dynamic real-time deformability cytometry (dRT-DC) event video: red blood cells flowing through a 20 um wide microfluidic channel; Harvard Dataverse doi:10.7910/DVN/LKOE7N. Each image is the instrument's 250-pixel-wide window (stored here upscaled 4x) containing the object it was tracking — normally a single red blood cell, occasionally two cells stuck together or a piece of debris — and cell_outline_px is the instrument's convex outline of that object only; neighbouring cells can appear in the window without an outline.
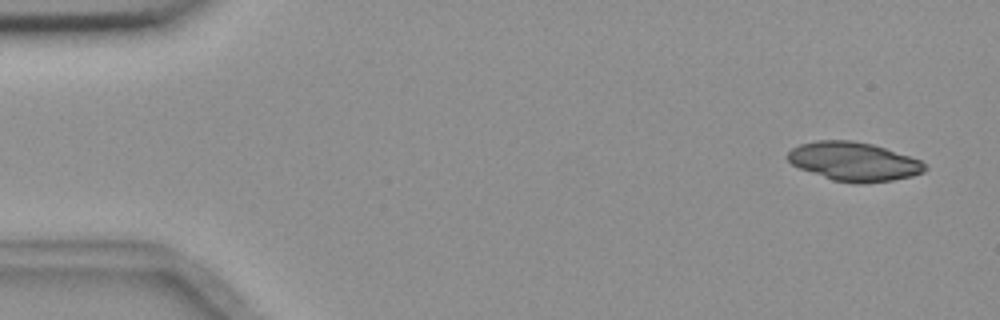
{"species": "common noctule bat (a hibernating species)", "species_latin": "Nyctalus noctula", "temperature_condition": "room temperature", "stored_images_in_passage": 6, "camera_frame_rate_fps": 3000, "um_per_image_px": 0.085, "animal": {"sex": "female", "body_mass_g": 18.4}, "frame": {"image": 1, "passage_image": 1, "time_ms": 0.0, "image_size_px": [1000, 320], "cell_outline_px": [[928, 168], [924, 172], [912, 176], [892, 180], [864, 184], [856, 184], [832, 180], [800, 168], [792, 164], [784, 156], [792, 148], [800, 144], [816, 140], [852, 140], [872, 144], [920, 160]], "centroid_in_image_um": [72.55, 13.73], "position_along_channel_um": 12.5, "area_um2": 31.04}}